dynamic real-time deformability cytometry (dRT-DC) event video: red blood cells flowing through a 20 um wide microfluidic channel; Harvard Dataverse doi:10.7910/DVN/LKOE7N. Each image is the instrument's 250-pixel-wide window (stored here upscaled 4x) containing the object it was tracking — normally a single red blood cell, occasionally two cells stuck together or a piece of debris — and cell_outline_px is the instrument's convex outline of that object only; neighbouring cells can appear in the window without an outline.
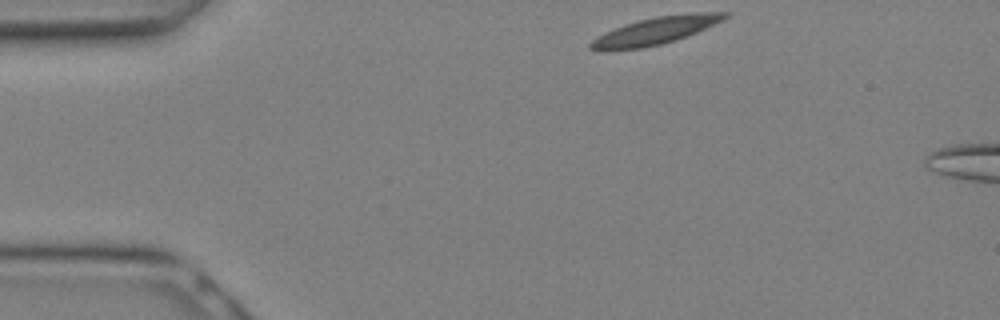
{"species": "Egyptian fruit bat (a non-hibernating species)", "species_latin": "Rousettus aegyptiacus", "temperature_condition": "warm", "stored_images_in_passage": 8, "camera_frame_rate_fps": 3000, "um_per_image_px": 0.085, "animal": {"sex": "female"}, "frame": {"image": 1, "passage_image": 1, "time_ms": 0.0, "image_size_px": [1000, 320], "cell_outline_px": [[728, 16], [696, 32], [676, 40], [660, 44], [640, 48], [608, 52], [600, 52], [588, 48], [588, 44], [596, 36], [604, 32], [624, 24], [656, 16], [696, 12], [728, 12]], "centroid_in_image_um": [55.57, 2.64], "position_along_channel_um": 29.4, "area_um2": 21.39}}
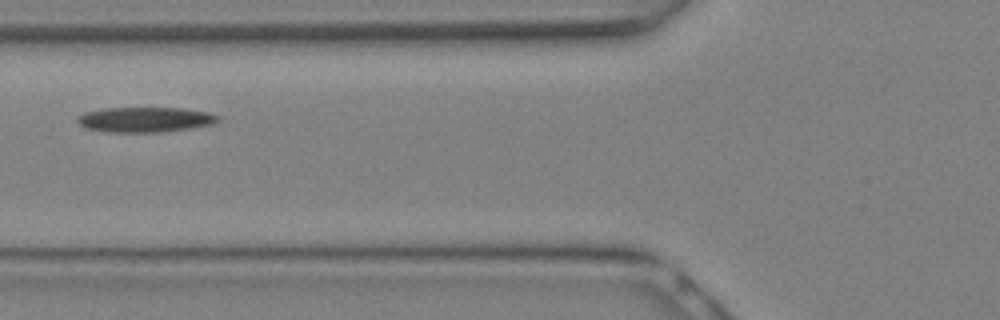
{"frame": {"image": 2, "passage_image": 7, "time_ms": 2.0, "image_size_px": [1000, 320], "cell_outline_px": [[220, 120], [216, 124], [192, 128], [160, 132], [104, 132], [84, 128], [76, 120], [76, 116], [84, 112], [104, 108], [184, 108], [208, 112], [220, 116]], "centroid_in_image_um": [12.34, 10.17], "position_along_channel_um": 113.5, "area_um2": 20.92}}